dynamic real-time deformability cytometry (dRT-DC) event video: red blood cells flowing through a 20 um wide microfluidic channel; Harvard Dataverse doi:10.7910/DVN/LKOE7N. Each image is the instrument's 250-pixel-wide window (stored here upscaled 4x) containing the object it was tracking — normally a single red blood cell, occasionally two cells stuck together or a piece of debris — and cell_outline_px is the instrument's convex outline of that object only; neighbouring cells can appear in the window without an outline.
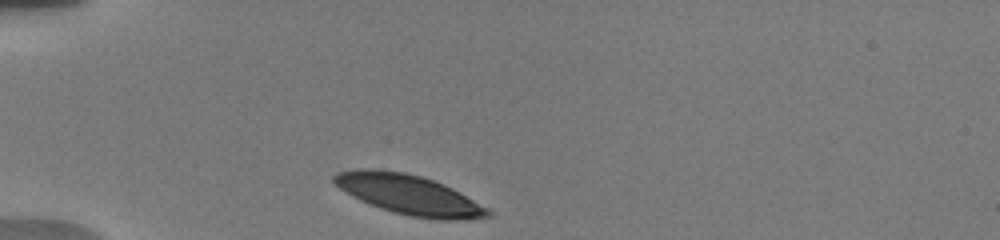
{"species": "human", "species_latin": "Homo sapiens", "temperature_condition": "warm", "stored_images_in_passage": 3, "camera_frame_rate_fps": 3000, "um_per_image_px": 0.085, "donor": {"sex": "male"}, "frame": {"image": 1, "passage_image": 1, "time_ms": 0.0, "image_size_px": [1000, 240], "cell_outline_px": [[492, 216], [468, 220], [440, 220], [412, 216], [380, 208], [360, 200], [344, 192], [332, 180], [332, 176], [336, 172], [356, 168], [372, 168], [404, 172], [420, 176], [444, 184], [452, 188], [488, 208], [492, 212]], "centroid_in_image_um": [34.75, 16.54], "position_along_channel_um": 50.2, "area_um2": 35.72}}